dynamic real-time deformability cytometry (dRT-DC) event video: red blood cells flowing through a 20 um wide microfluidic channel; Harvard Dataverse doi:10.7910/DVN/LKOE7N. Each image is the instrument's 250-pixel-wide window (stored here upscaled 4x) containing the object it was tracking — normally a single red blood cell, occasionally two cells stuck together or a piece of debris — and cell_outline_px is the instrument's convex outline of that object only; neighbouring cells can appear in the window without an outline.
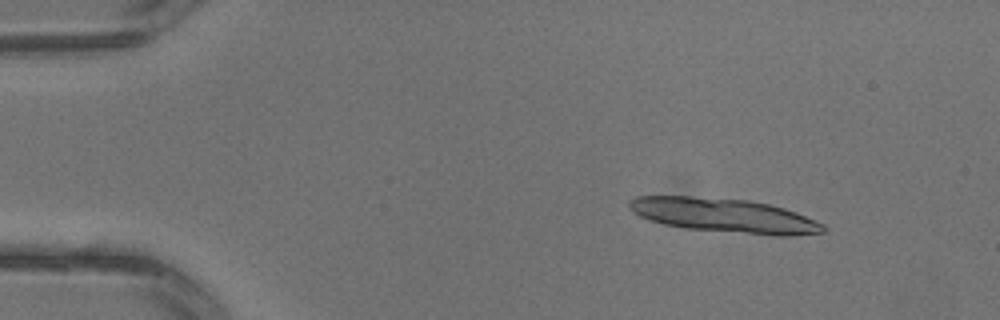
{"species": "common noctule bat (a hibernating species)", "species_latin": "Nyctalus noctula", "temperature_condition": "warm", "stored_images_in_passage": 3, "segment_of_instrument_passage": [1, 2], "camera_frame_rate_fps": 3000, "um_per_image_px": 0.085, "animal": {"sex": "male", "body_mass_g": 13.3}, "frame": {"image": 1, "passage_image": 1, "time_ms": 0.0, "image_size_px": [1000, 320], "cell_outline_px": [[824, 232], [792, 236], [772, 236], [684, 228], [664, 224], [640, 216], [632, 212], [628, 208], [628, 200], [636, 196], [688, 196], [748, 200], [768, 204], [784, 208], [796, 212], [824, 224]], "centroid_in_image_um": [61.55, 18.32], "position_along_channel_um": 23.4, "area_um2": 38.73}}